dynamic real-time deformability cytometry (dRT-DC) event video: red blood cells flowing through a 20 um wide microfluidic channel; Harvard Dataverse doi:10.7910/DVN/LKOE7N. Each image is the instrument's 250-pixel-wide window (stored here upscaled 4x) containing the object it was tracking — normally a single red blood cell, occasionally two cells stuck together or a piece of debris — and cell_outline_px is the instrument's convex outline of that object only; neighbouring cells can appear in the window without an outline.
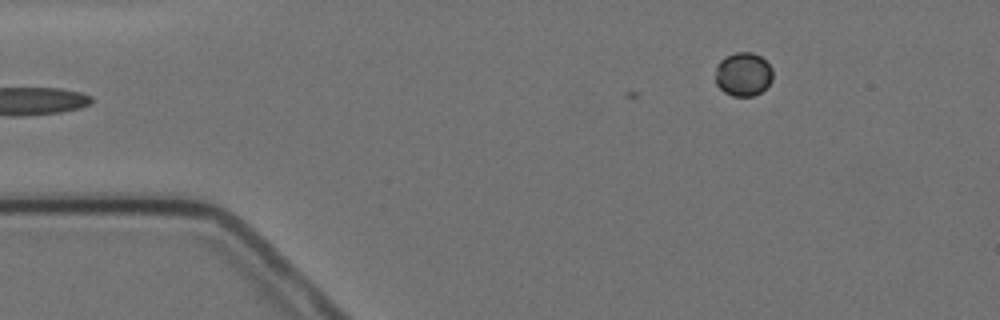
{"species": "Egyptian fruit bat (a non-hibernating species)", "species_latin": "Rousettus aegyptiacus", "temperature_condition": "cold", "stored_images_in_passage": 14, "camera_frame_rate_fps": 3000, "um_per_image_px": 0.085, "animal": {"sex": "female"}, "frame": {"image": 1, "passage_image": 1, "time_ms": 0.0, "image_size_px": [1000, 320], "cell_outline_px": [[772, 80], [760, 92], [752, 96], [732, 96], [724, 92], [716, 84], [716, 64], [724, 56], [736, 52], [752, 52], [760, 56], [772, 68]], "centroid_in_image_um": [63.15, 6.3], "position_along_channel_um": 21.9, "area_um2": 14.62}}
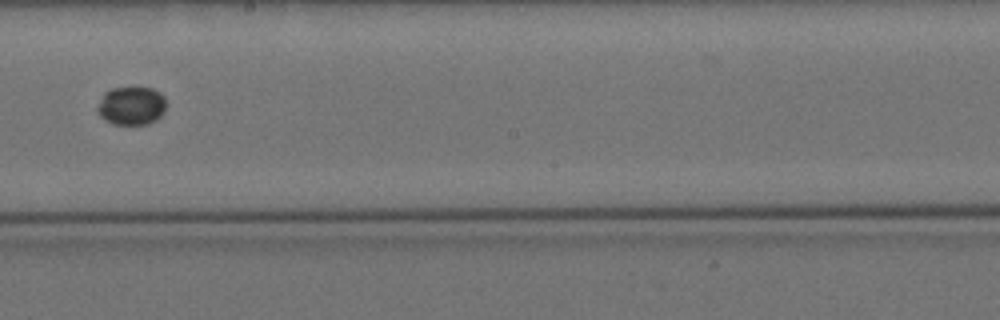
{"frame": {"image": 2, "passage_image": 7, "time_ms": 8.0, "image_size_px": [1000, 320], "cell_outline_px": [[164, 112], [156, 120], [148, 124], [112, 124], [104, 120], [96, 112], [96, 108], [104, 92], [112, 88], [152, 88], [160, 92], [164, 96]], "centroid_in_image_um": [11.13, 9.0], "position_along_channel_um": 237.1, "area_um2": 15.43}}
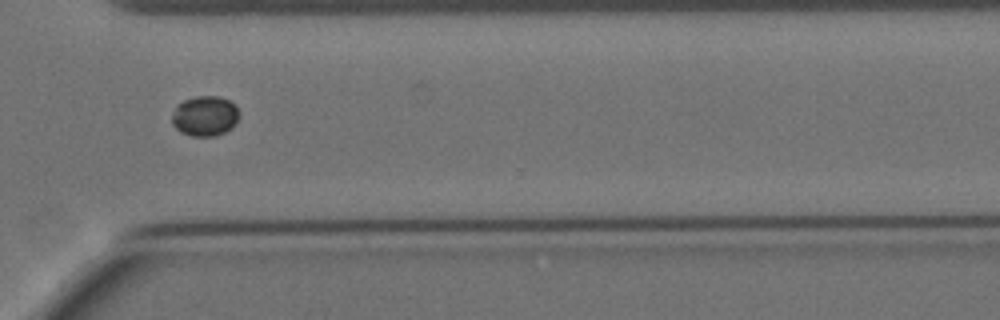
{"frame": {"image": 3, "passage_image": 10, "time_ms": 11.333, "image_size_px": [1000, 320], "cell_outline_px": [[240, 112], [236, 124], [232, 128], [216, 136], [192, 136], [180, 132], [172, 124], [172, 116], [176, 104], [184, 100], [196, 96], [220, 96], [236, 104]], "centroid_in_image_um": [17.44, 9.85], "position_along_channel_um": 353.2, "area_um2": 16.01}}